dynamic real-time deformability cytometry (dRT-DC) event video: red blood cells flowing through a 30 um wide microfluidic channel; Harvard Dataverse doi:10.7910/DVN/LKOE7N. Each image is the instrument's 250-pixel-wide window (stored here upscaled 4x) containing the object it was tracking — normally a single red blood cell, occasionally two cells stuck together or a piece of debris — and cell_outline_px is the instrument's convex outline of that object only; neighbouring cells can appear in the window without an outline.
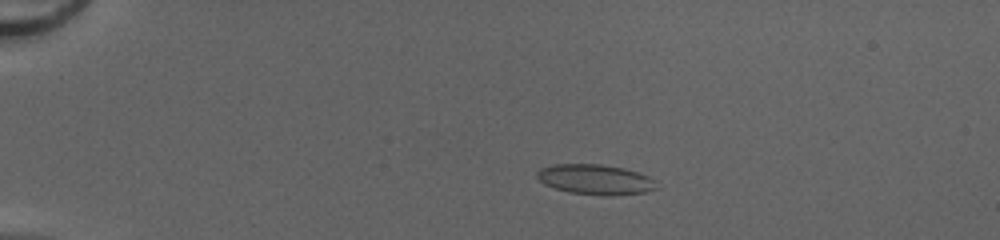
{"species": "common noctule bat (a hibernating species)", "species_latin": "Nyctalus noctula", "temperature_condition": "cold", "stored_images_in_passage": 50, "camera_frame_rate_fps": 3000, "um_per_image_px": 0.085, "animal": {"sex": "female", "body_mass_g": 20.0, "forearm_length_mm": 54.0}, "frame": {"image": 1, "passage_image": 11, "time_ms": 3.333, "image_size_px": [1000, 240], "cell_outline_px": [[660, 188], [644, 192], [608, 196], [568, 192], [544, 184], [536, 176], [536, 172], [540, 168], [556, 164], [600, 164], [624, 168], [648, 176], [656, 180]], "centroid_in_image_um": [50.63, 15.26], "position_along_channel_um": 34.4, "area_um2": 21.04}}
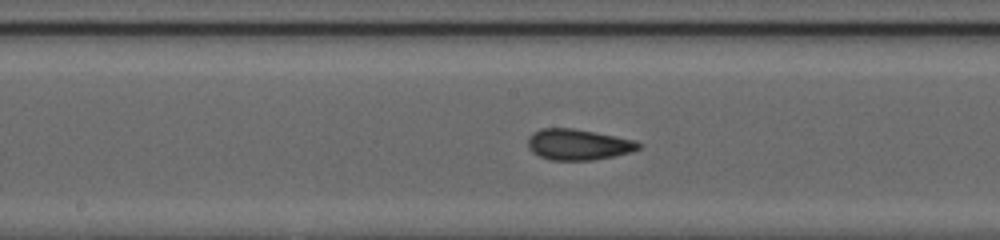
{"frame": {"image": 2, "passage_image": 28, "time_ms": 9.0, "image_size_px": [1000, 240], "cell_outline_px": [[644, 144], [640, 148], [632, 152], [592, 160], [552, 160], [540, 156], [532, 152], [528, 148], [528, 136], [532, 132], [540, 128], [572, 128], [636, 140]], "centroid_in_image_um": [49.15, 12.28], "position_along_channel_um": 199.1, "area_um2": 20.0}}
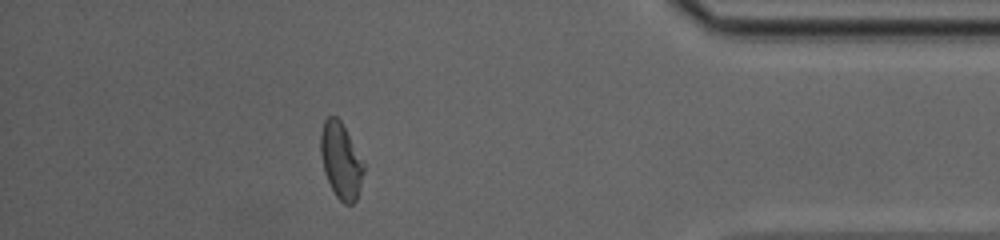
{"frame": {"image": 3, "passage_image": 45, "time_ms": 14.667, "image_size_px": [1000, 240], "cell_outline_px": [[364, 172], [356, 200], [352, 204], [344, 204], [336, 196], [324, 172], [320, 152], [320, 132], [324, 120], [328, 116], [336, 116], [340, 120], [364, 160]], "centroid_in_image_um": [28.98, 13.63], "position_along_channel_um": 406.2, "area_um2": 19.13}, "authors_computed_cell_mechanics": {"area_um2": 19.9988, "velocity_mm_per_s": 4.2167, "shape_relaxation_time_tau1_ms": 9.0441, "shape_relaxation_time_tau2_ms": 1.065, "deformation_change_tau1": 0.1902, "deformation_change_tau2": 0.0701}}